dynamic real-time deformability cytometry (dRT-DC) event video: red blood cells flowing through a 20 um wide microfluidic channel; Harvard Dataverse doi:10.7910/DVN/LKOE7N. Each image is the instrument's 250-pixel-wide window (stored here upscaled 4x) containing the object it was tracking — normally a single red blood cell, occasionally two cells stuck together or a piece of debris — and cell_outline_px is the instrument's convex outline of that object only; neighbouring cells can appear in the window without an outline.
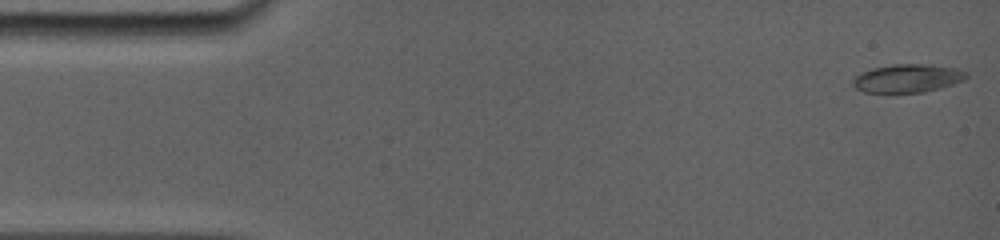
{"species": "common noctule bat (a hibernating species)", "species_latin": "Nyctalus noctula", "temperature_condition": "room temperature", "stored_images_in_passage": 44, "camera_frame_rate_fps": 5000, "um_per_image_px": 0.085, "animal": {"sex": "female", "body_mass_g": 19.0, "forearm_length_mm": 56.7}, "frame": {"image": 1, "passage_image": 1, "time_ms": 0.0, "image_size_px": [1000, 240], "cell_outline_px": [[968, 76], [964, 80], [952, 84], [924, 92], [864, 92], [856, 88], [852, 84], [852, 80], [860, 72], [872, 68], [892, 64], [932, 64], [952, 68], [968, 72]], "centroid_in_image_um": [77.12, 6.64], "position_along_channel_um": 7.9, "area_um2": 18.61}}
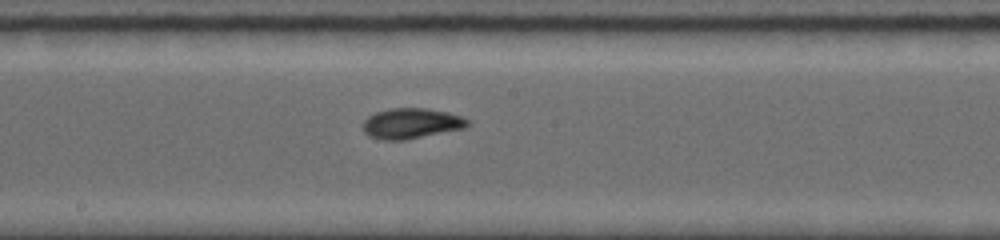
{"frame": {"image": 2, "passage_image": 26, "time_ms": 8.4, "image_size_px": [1000, 240], "cell_outline_px": [[472, 124], [464, 128], [404, 140], [384, 140], [368, 136], [364, 132], [360, 124], [368, 116], [376, 112], [388, 108], [428, 108], [448, 112], [464, 116]], "centroid_in_image_um": [34.95, 10.48], "position_along_channel_um": 213.3, "area_um2": 18.84}}
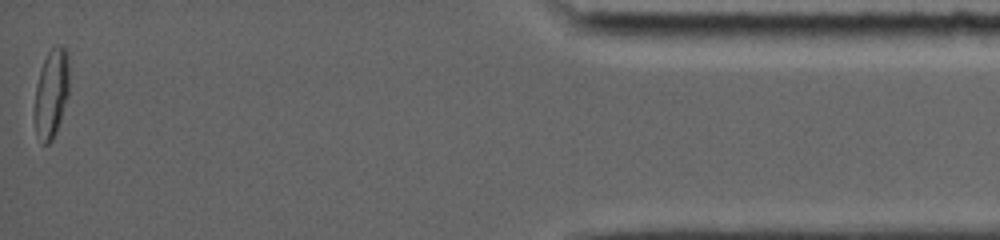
{"frame": {"image": 3, "passage_image": 44, "time_ms": 15.8, "image_size_px": [1000, 240], "cell_outline_px": [[68, 96], [56, 132], [52, 140], [48, 144], [44, 144], [36, 136], [36, 84], [40, 68], [48, 52], [56, 44], [60, 44], [68, 52]], "centroid_in_image_um": [4.38, 7.9], "position_along_channel_um": 430.8, "area_um2": 17.69}, "authors_computed_cell_mechanics": {"area_um2": 17.918, "velocity_mm_per_s": 3.8757, "shape_relaxation_time_tau1_ms": 5.6655, "shape_relaxation_time_tau2_ms": 2.0692, "deformation_change_tau1": 0.2004, "deformation_change_tau2": 0.0563}}